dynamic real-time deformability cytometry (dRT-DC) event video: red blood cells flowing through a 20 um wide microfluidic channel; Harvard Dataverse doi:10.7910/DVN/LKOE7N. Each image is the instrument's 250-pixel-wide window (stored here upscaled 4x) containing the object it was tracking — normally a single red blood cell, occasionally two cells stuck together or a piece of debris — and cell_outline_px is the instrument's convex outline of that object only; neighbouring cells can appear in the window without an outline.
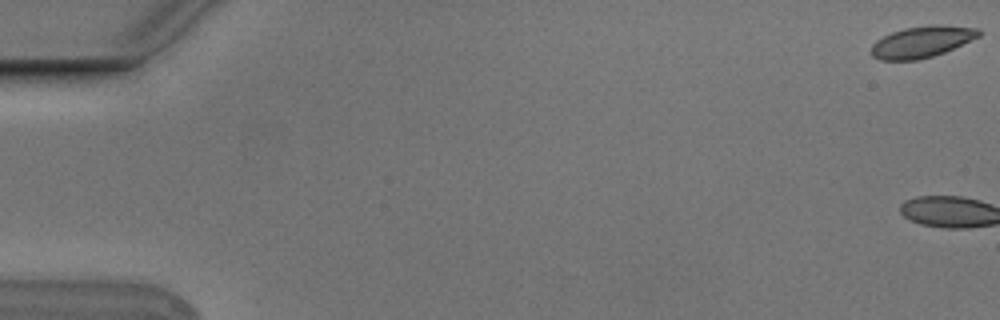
{"species": "Egyptian fruit bat (a non-hibernating species)", "species_latin": "Rousettus aegyptiacus", "temperature_condition": "cold", "stored_images_in_passage": 7, "camera_frame_rate_fps": 3000, "um_per_image_px": 0.085, "animal": {"sex": "male"}, "frame": {"image": 1, "passage_image": 1, "time_ms": 0.0, "image_size_px": [1000, 320], "cell_outline_px": [[980, 36], [944, 52], [932, 56], [916, 60], [880, 60], [872, 56], [872, 44], [876, 40], [892, 32], [904, 28], [932, 24], [936, 24], [980, 28]], "centroid_in_image_um": [78.36, 3.54], "position_along_channel_um": 6.6, "area_um2": 19.59}}